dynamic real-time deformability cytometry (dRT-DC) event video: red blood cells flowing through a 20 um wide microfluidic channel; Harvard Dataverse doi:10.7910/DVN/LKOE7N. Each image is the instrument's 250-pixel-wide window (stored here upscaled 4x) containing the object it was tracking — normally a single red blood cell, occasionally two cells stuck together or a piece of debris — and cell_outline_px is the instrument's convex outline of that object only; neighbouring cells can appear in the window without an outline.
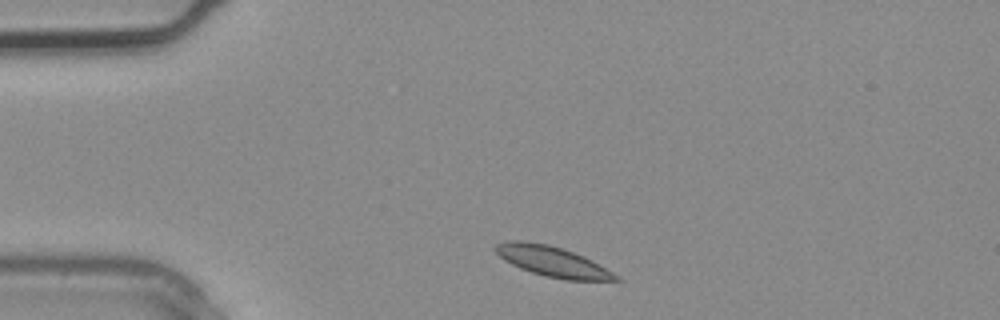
{"species": "common noctule bat (a hibernating species)", "species_latin": "Nyctalus noctula", "temperature_condition": "warm", "stored_images_in_passage": 1, "camera_frame_rate_fps": 3000, "um_per_image_px": 0.085, "animal": {"sex": "male", "body_mass_g": 20.4}, "frame": {"image": 1, "passage_image": 1, "time_ms": 0.0, "image_size_px": [1000, 320], "cell_outline_px": [[624, 280], [564, 280], [544, 276], [520, 268], [504, 260], [492, 248], [496, 244], [508, 240], [524, 240], [548, 244], [584, 256], [592, 260], [620, 276]], "centroid_in_image_um": [46.95, 22.22], "position_along_channel_um": 38.1, "area_um2": 21.27}}